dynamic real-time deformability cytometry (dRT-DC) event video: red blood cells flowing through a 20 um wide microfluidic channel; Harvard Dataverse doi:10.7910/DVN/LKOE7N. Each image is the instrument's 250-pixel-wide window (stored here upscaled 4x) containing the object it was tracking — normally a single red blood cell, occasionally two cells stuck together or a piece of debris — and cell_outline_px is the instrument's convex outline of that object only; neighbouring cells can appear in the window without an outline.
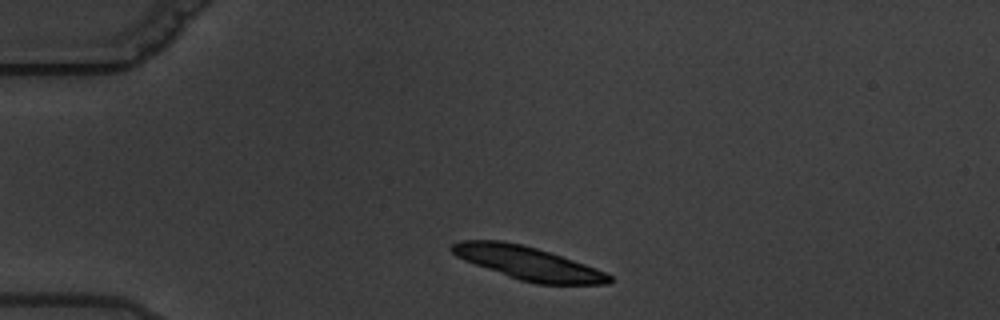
{"species": "common noctule bat (a hibernating species)", "species_latin": "Nyctalus noctula", "temperature_condition": "warm", "stored_images_in_passage": 3, "camera_frame_rate_fps": 3000, "um_per_image_px": 0.085, "animal": {"sex": "male", "body_mass_g": 19.5, "forearm_length_mm": 54.6}, "frame": {"image": 1, "passage_image": 2, "time_ms": 1.0, "image_size_px": [1000, 320], "cell_outline_px": [[612, 280], [608, 284], [536, 284], [520, 280], [508, 276], [464, 260], [456, 256], [448, 248], [452, 244], [460, 240], [500, 240], [524, 244], [596, 268], [612, 276]], "centroid_in_image_um": [44.84, 22.36], "position_along_channel_um": 40.2, "area_um2": 30.23}}